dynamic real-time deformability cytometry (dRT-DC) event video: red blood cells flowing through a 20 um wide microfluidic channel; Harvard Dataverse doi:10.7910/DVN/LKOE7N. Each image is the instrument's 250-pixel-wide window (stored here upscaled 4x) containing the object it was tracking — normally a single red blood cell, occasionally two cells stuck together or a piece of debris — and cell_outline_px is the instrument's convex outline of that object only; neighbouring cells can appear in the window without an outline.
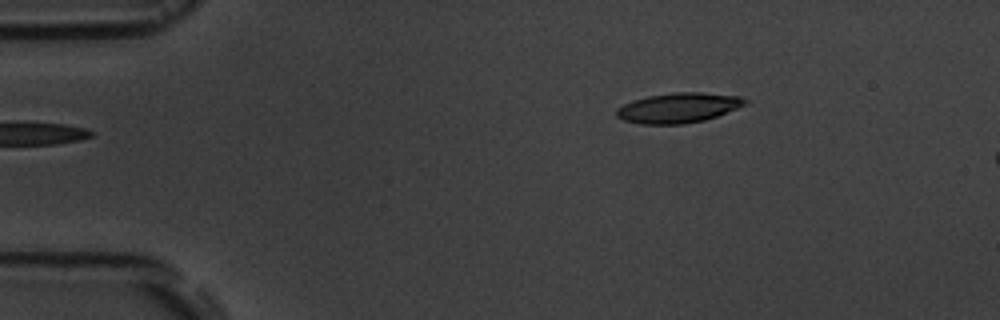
{"species": "common noctule bat (a hibernating species)", "species_latin": "Nyctalus noctula", "temperature_condition": "room temperature", "stored_images_in_passage": 3, "camera_frame_rate_fps": 3000, "um_per_image_px": 0.085, "animal": {"sex": "male", "body_mass_g": 19.5, "forearm_length_mm": 54.6}, "frame": {"image": 1, "passage_image": 3, "time_ms": 2.333, "image_size_px": [1000, 320], "cell_outline_px": [[748, 104], [716, 116], [704, 120], [684, 124], [640, 124], [624, 120], [616, 116], [616, 108], [632, 100], [648, 96], [676, 92], [700, 92], [740, 96], [748, 100]], "centroid_in_image_um": [57.66, 9.16], "position_along_channel_um": 27.3, "area_um2": 22.48}}